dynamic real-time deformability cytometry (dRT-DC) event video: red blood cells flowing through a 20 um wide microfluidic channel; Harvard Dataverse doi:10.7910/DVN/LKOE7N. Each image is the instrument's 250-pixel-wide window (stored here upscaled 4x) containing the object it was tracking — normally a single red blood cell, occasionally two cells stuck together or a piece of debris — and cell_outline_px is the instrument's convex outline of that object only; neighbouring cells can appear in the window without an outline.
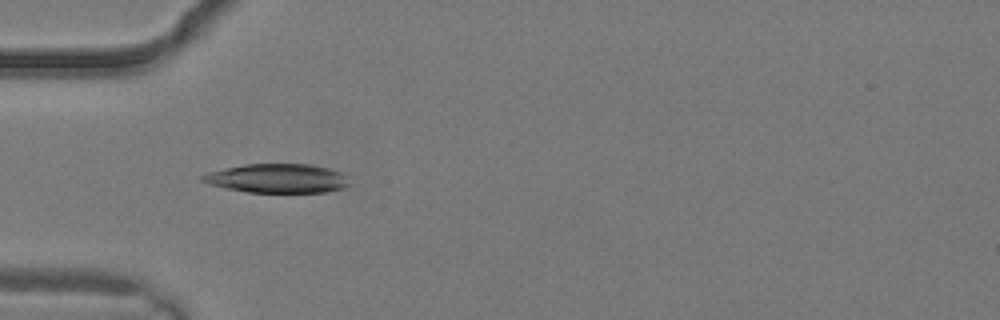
{"species": "common noctule bat (a hibernating species)", "species_latin": "Nyctalus noctula", "temperature_condition": "warm", "stored_images_in_passage": 3, "camera_frame_rate_fps": 3000, "um_per_image_px": 0.085, "animal": {"sex": "male", "body_mass_g": 19.2, "forearm_length_mm": 51.8}, "frame": {"image": 1, "passage_image": 3, "time_ms": 0.667, "image_size_px": [1000, 320], "cell_outline_px": [[348, 184], [344, 188], [324, 192], [248, 192], [208, 184], [200, 180], [200, 176], [208, 172], [244, 164], [308, 164], [328, 168], [340, 172], [344, 176]], "centroid_in_image_um": [23.53, 15.16], "position_along_channel_um": 61.5, "area_um2": 24.57}}